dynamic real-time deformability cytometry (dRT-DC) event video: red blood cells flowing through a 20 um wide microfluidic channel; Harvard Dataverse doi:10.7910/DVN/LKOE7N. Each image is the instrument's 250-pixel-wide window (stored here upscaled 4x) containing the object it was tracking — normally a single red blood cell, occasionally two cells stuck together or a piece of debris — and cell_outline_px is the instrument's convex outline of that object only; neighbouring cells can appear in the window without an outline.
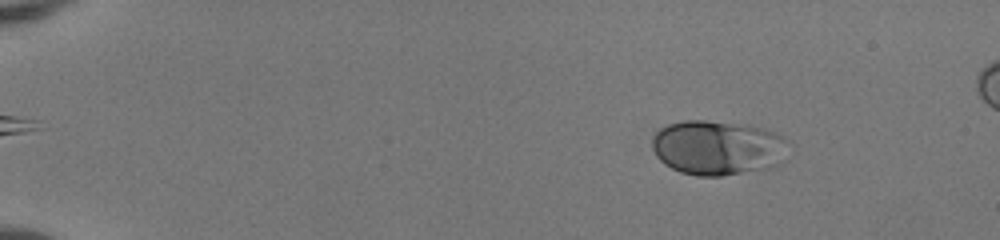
{"species": "human", "species_latin": "Homo sapiens", "temperature_condition": "room temperature", "stored_images_in_passage": 51, "camera_frame_rate_fps": 3000, "um_per_image_px": 0.085, "donor": {"sex": "female"}, "frame": {"image": 1, "passage_image": 8, "time_ms": 2.333, "image_size_px": [1000, 240], "cell_outline_px": [[792, 144], [788, 160], [776, 168], [720, 176], [696, 176], [680, 172], [664, 164], [656, 156], [652, 148], [652, 136], [660, 128], [668, 124], [684, 120], [704, 120], [752, 124], [776, 132], [784, 136]], "centroid_in_image_um": [61.14, 12.56], "position_along_channel_um": 23.9, "area_um2": 45.2}}
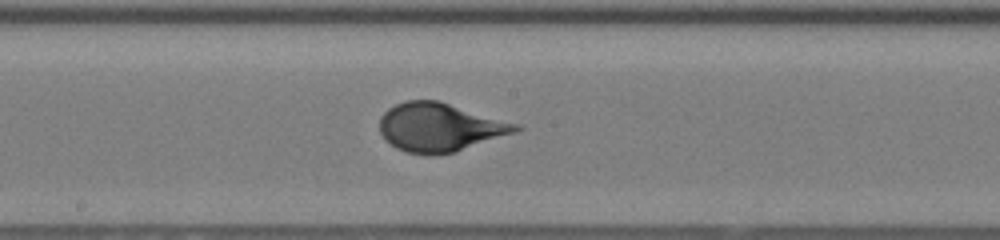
{"frame": {"image": 2, "passage_image": 30, "time_ms": 9.667, "image_size_px": [1000, 240], "cell_outline_px": [[524, 128], [516, 132], [452, 152], [432, 156], [428, 156], [408, 152], [396, 148], [384, 140], [380, 132], [380, 116], [388, 108], [404, 100], [440, 100], [520, 124]], "centroid_in_image_um": [37.37, 10.8], "position_along_channel_um": 210.8, "area_um2": 38.73}}
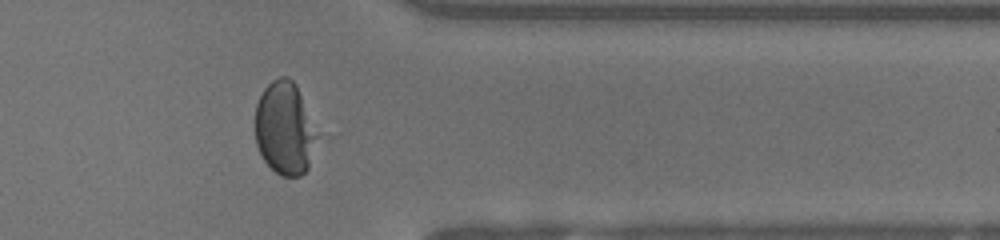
{"frame": {"image": 3, "passage_image": 43, "time_ms": 14.0, "image_size_px": [1000, 240], "cell_outline_px": [[316, 136], [308, 168], [300, 176], [280, 176], [264, 160], [256, 144], [256, 104], [264, 88], [272, 80], [280, 76], [288, 76], [296, 84]], "centroid_in_image_um": [24.15, 10.9], "position_along_channel_um": 387.3, "area_um2": 32.54}}